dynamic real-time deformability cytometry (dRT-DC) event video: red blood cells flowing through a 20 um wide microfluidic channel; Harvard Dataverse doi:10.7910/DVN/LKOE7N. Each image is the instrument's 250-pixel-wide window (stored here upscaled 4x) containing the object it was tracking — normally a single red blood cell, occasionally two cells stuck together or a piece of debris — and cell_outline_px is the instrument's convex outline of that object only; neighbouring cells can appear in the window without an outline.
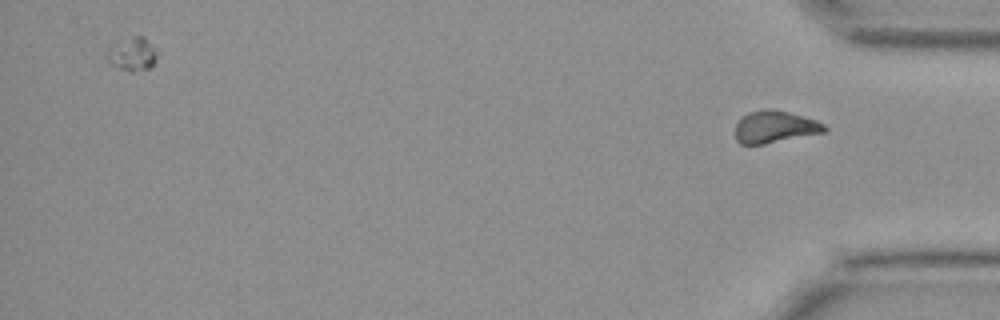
{"species": "Egyptian fruit bat (a non-hibernating species)", "species_latin": "Rousettus aegyptiacus", "temperature_condition": "cold", "stored_images_in_passage": 37, "camera_frame_rate_fps": 3000, "um_per_image_px": 0.085, "animal": {"sex": "female"}, "frame": {"image": 1, "passage_image": 37, "time_ms": 12.0, "image_size_px": [1000, 320], "cell_outline_px": [[828, 128], [824, 132], [764, 144], [740, 144], [736, 140], [736, 124], [740, 116], [748, 112], [788, 112], [816, 120], [824, 124]], "centroid_in_image_um": [65.85, 10.82], "position_along_channel_um": 369.4, "area_um2": 16.07}}